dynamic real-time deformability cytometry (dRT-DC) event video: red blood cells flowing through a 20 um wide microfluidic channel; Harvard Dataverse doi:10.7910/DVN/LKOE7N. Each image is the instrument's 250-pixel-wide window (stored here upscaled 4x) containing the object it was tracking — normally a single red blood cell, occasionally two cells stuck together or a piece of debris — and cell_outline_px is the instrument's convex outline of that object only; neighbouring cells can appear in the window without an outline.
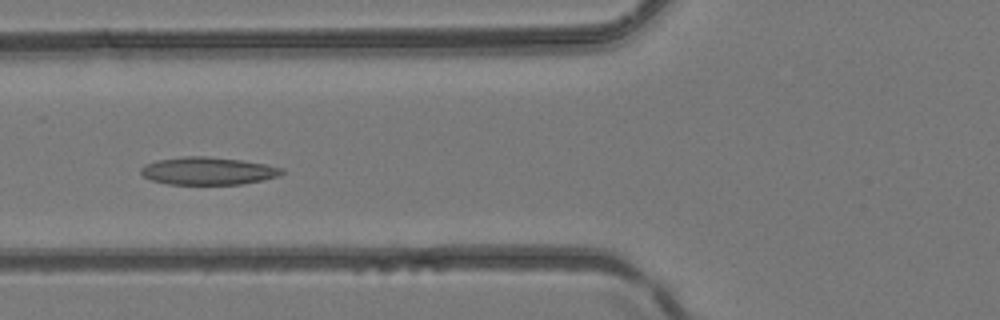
{"species": "common noctule bat (a hibernating species)", "species_latin": "Nyctalus noctula", "temperature_condition": "room temperature", "stored_images_in_passage": 4, "camera_frame_rate_fps": 3000, "um_per_image_px": 0.085, "animal": {"sex": "female", "body_mass_g": 24.6, "forearm_length_mm": 56.2}, "frame": {"image": 1, "passage_image": 4, "time_ms": 1.0, "image_size_px": [1000, 320], "cell_outline_px": [[284, 172], [280, 176], [240, 184], [168, 184], [152, 180], [144, 176], [140, 172], [140, 168], [148, 164], [160, 160], [184, 156], [208, 156], [240, 160], [264, 164], [284, 168]], "centroid_in_image_um": [17.7, 14.53], "position_along_channel_um": 108.1, "area_um2": 22.43}}